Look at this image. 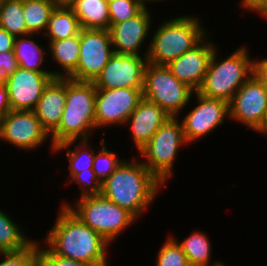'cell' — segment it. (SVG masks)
I'll list each match as a JSON object with an SVG mask.
<instances>
[{
  "mask_svg": "<svg viewBox=\"0 0 267 266\" xmlns=\"http://www.w3.org/2000/svg\"><path fill=\"white\" fill-rule=\"evenodd\" d=\"M229 111L230 121L254 131L267 113V87L252 74L234 94Z\"/></svg>",
  "mask_w": 267,
  "mask_h": 266,
  "instance_id": "4fadbf2b",
  "label": "cell"
},
{
  "mask_svg": "<svg viewBox=\"0 0 267 266\" xmlns=\"http://www.w3.org/2000/svg\"><path fill=\"white\" fill-rule=\"evenodd\" d=\"M71 203L74 204L71 205ZM71 203L63 201L60 206L67 207L83 223L99 233L111 246L126 228H130L132 224L138 222L126 209L101 194L77 197L75 202Z\"/></svg>",
  "mask_w": 267,
  "mask_h": 266,
  "instance_id": "8992f818",
  "label": "cell"
},
{
  "mask_svg": "<svg viewBox=\"0 0 267 266\" xmlns=\"http://www.w3.org/2000/svg\"><path fill=\"white\" fill-rule=\"evenodd\" d=\"M91 143L90 140L67 141L54 147L55 154L64 151L67 161H69L67 169V174H69L65 176L68 181L81 171L94 172L92 164L96 150Z\"/></svg>",
  "mask_w": 267,
  "mask_h": 266,
  "instance_id": "7402d4cb",
  "label": "cell"
},
{
  "mask_svg": "<svg viewBox=\"0 0 267 266\" xmlns=\"http://www.w3.org/2000/svg\"><path fill=\"white\" fill-rule=\"evenodd\" d=\"M18 67L14 51L0 52V83L5 85Z\"/></svg>",
  "mask_w": 267,
  "mask_h": 266,
  "instance_id": "e575fe53",
  "label": "cell"
},
{
  "mask_svg": "<svg viewBox=\"0 0 267 266\" xmlns=\"http://www.w3.org/2000/svg\"><path fill=\"white\" fill-rule=\"evenodd\" d=\"M179 117L168 118L149 142L138 151L148 170L165 186L174 175V163L182 147L189 145Z\"/></svg>",
  "mask_w": 267,
  "mask_h": 266,
  "instance_id": "52a82bcc",
  "label": "cell"
},
{
  "mask_svg": "<svg viewBox=\"0 0 267 266\" xmlns=\"http://www.w3.org/2000/svg\"><path fill=\"white\" fill-rule=\"evenodd\" d=\"M5 251L0 247V255L4 253Z\"/></svg>",
  "mask_w": 267,
  "mask_h": 266,
  "instance_id": "bcb514c9",
  "label": "cell"
},
{
  "mask_svg": "<svg viewBox=\"0 0 267 266\" xmlns=\"http://www.w3.org/2000/svg\"><path fill=\"white\" fill-rule=\"evenodd\" d=\"M246 1H247V0H241L239 4L242 5V4H244Z\"/></svg>",
  "mask_w": 267,
  "mask_h": 266,
  "instance_id": "f6af8a7d",
  "label": "cell"
},
{
  "mask_svg": "<svg viewBox=\"0 0 267 266\" xmlns=\"http://www.w3.org/2000/svg\"><path fill=\"white\" fill-rule=\"evenodd\" d=\"M171 116L159 105L143 98L131 113L125 125L137 152L143 148L163 123Z\"/></svg>",
  "mask_w": 267,
  "mask_h": 266,
  "instance_id": "ac0fdd59",
  "label": "cell"
},
{
  "mask_svg": "<svg viewBox=\"0 0 267 266\" xmlns=\"http://www.w3.org/2000/svg\"><path fill=\"white\" fill-rule=\"evenodd\" d=\"M199 17L187 14L159 23L153 34L150 31L147 62L166 66L197 46L209 34Z\"/></svg>",
  "mask_w": 267,
  "mask_h": 266,
  "instance_id": "277c9868",
  "label": "cell"
},
{
  "mask_svg": "<svg viewBox=\"0 0 267 266\" xmlns=\"http://www.w3.org/2000/svg\"><path fill=\"white\" fill-rule=\"evenodd\" d=\"M158 250L155 266H190L181 246L171 235Z\"/></svg>",
  "mask_w": 267,
  "mask_h": 266,
  "instance_id": "f546056e",
  "label": "cell"
},
{
  "mask_svg": "<svg viewBox=\"0 0 267 266\" xmlns=\"http://www.w3.org/2000/svg\"><path fill=\"white\" fill-rule=\"evenodd\" d=\"M59 208L54 225L47 231L42 243L60 257L95 266H109L111 245L67 207Z\"/></svg>",
  "mask_w": 267,
  "mask_h": 266,
  "instance_id": "6da1fadb",
  "label": "cell"
},
{
  "mask_svg": "<svg viewBox=\"0 0 267 266\" xmlns=\"http://www.w3.org/2000/svg\"><path fill=\"white\" fill-rule=\"evenodd\" d=\"M206 266H229V265H227L226 263H224L223 260H221V261L219 260V261H217L214 264L206 265Z\"/></svg>",
  "mask_w": 267,
  "mask_h": 266,
  "instance_id": "b9f144b4",
  "label": "cell"
},
{
  "mask_svg": "<svg viewBox=\"0 0 267 266\" xmlns=\"http://www.w3.org/2000/svg\"><path fill=\"white\" fill-rule=\"evenodd\" d=\"M257 134H260L261 136H267V113L262 118V121L257 126V128L254 130Z\"/></svg>",
  "mask_w": 267,
  "mask_h": 266,
  "instance_id": "ab89813d",
  "label": "cell"
},
{
  "mask_svg": "<svg viewBox=\"0 0 267 266\" xmlns=\"http://www.w3.org/2000/svg\"><path fill=\"white\" fill-rule=\"evenodd\" d=\"M0 266H38L39 241L35 239L20 251H7L0 255Z\"/></svg>",
  "mask_w": 267,
  "mask_h": 266,
  "instance_id": "4dcf8cb0",
  "label": "cell"
},
{
  "mask_svg": "<svg viewBox=\"0 0 267 266\" xmlns=\"http://www.w3.org/2000/svg\"><path fill=\"white\" fill-rule=\"evenodd\" d=\"M80 188V197L88 195H100L102 182L98 179L95 172H79L75 174L69 183H75Z\"/></svg>",
  "mask_w": 267,
  "mask_h": 266,
  "instance_id": "d6a6232c",
  "label": "cell"
},
{
  "mask_svg": "<svg viewBox=\"0 0 267 266\" xmlns=\"http://www.w3.org/2000/svg\"><path fill=\"white\" fill-rule=\"evenodd\" d=\"M38 266H95V265L60 257L54 254L45 244H42V241H40Z\"/></svg>",
  "mask_w": 267,
  "mask_h": 266,
  "instance_id": "836d02e7",
  "label": "cell"
},
{
  "mask_svg": "<svg viewBox=\"0 0 267 266\" xmlns=\"http://www.w3.org/2000/svg\"><path fill=\"white\" fill-rule=\"evenodd\" d=\"M218 52L216 47L197 92L230 103L236 91L251 77L253 57L245 44L232 51L226 58L223 57L224 59H219Z\"/></svg>",
  "mask_w": 267,
  "mask_h": 266,
  "instance_id": "5b68a950",
  "label": "cell"
},
{
  "mask_svg": "<svg viewBox=\"0 0 267 266\" xmlns=\"http://www.w3.org/2000/svg\"><path fill=\"white\" fill-rule=\"evenodd\" d=\"M95 99L96 87L93 82L66 78V102L62 119L50 134L54 147L67 141L91 140L96 131Z\"/></svg>",
  "mask_w": 267,
  "mask_h": 266,
  "instance_id": "3957f363",
  "label": "cell"
},
{
  "mask_svg": "<svg viewBox=\"0 0 267 266\" xmlns=\"http://www.w3.org/2000/svg\"><path fill=\"white\" fill-rule=\"evenodd\" d=\"M0 27L15 37L27 35L23 0H12L0 5Z\"/></svg>",
  "mask_w": 267,
  "mask_h": 266,
  "instance_id": "83f0119b",
  "label": "cell"
},
{
  "mask_svg": "<svg viewBox=\"0 0 267 266\" xmlns=\"http://www.w3.org/2000/svg\"><path fill=\"white\" fill-rule=\"evenodd\" d=\"M50 134L42 126L34 111L10 110L0 118V140L20 151H36L50 141V151L54 152Z\"/></svg>",
  "mask_w": 267,
  "mask_h": 266,
  "instance_id": "9c48e42d",
  "label": "cell"
},
{
  "mask_svg": "<svg viewBox=\"0 0 267 266\" xmlns=\"http://www.w3.org/2000/svg\"><path fill=\"white\" fill-rule=\"evenodd\" d=\"M210 35L208 34L192 50L185 52L166 65L179 81L187 84L194 91H198L201 87L210 58L214 49L219 46L215 45L213 39L211 41Z\"/></svg>",
  "mask_w": 267,
  "mask_h": 266,
  "instance_id": "e0dca14e",
  "label": "cell"
},
{
  "mask_svg": "<svg viewBox=\"0 0 267 266\" xmlns=\"http://www.w3.org/2000/svg\"><path fill=\"white\" fill-rule=\"evenodd\" d=\"M22 228L6 211L0 209V247L5 252L23 250L35 240L27 237L28 233Z\"/></svg>",
  "mask_w": 267,
  "mask_h": 266,
  "instance_id": "4316f807",
  "label": "cell"
},
{
  "mask_svg": "<svg viewBox=\"0 0 267 266\" xmlns=\"http://www.w3.org/2000/svg\"><path fill=\"white\" fill-rule=\"evenodd\" d=\"M8 1H12V0H0V5H2L3 3H7Z\"/></svg>",
  "mask_w": 267,
  "mask_h": 266,
  "instance_id": "ee69618b",
  "label": "cell"
},
{
  "mask_svg": "<svg viewBox=\"0 0 267 266\" xmlns=\"http://www.w3.org/2000/svg\"><path fill=\"white\" fill-rule=\"evenodd\" d=\"M143 99L142 88L103 89L96 88V130L113 125L123 126Z\"/></svg>",
  "mask_w": 267,
  "mask_h": 266,
  "instance_id": "7c38bea8",
  "label": "cell"
},
{
  "mask_svg": "<svg viewBox=\"0 0 267 266\" xmlns=\"http://www.w3.org/2000/svg\"><path fill=\"white\" fill-rule=\"evenodd\" d=\"M246 11H253L261 17H264L267 20V0H247L244 4L240 6Z\"/></svg>",
  "mask_w": 267,
  "mask_h": 266,
  "instance_id": "8d00e7d4",
  "label": "cell"
},
{
  "mask_svg": "<svg viewBox=\"0 0 267 266\" xmlns=\"http://www.w3.org/2000/svg\"><path fill=\"white\" fill-rule=\"evenodd\" d=\"M105 142L104 137L101 138V148L95 152L92 164L93 171L101 182L107 179L124 160V158L117 157L118 155H116L115 151H112L110 146L108 148V144Z\"/></svg>",
  "mask_w": 267,
  "mask_h": 266,
  "instance_id": "f1b7e54d",
  "label": "cell"
},
{
  "mask_svg": "<svg viewBox=\"0 0 267 266\" xmlns=\"http://www.w3.org/2000/svg\"><path fill=\"white\" fill-rule=\"evenodd\" d=\"M192 97H195L196 106L190 107L187 114L180 120L184 132L185 140L192 145L196 141L208 136L216 130L218 126L230 119L229 103L215 98L203 96L194 91Z\"/></svg>",
  "mask_w": 267,
  "mask_h": 266,
  "instance_id": "30bf717a",
  "label": "cell"
},
{
  "mask_svg": "<svg viewBox=\"0 0 267 266\" xmlns=\"http://www.w3.org/2000/svg\"><path fill=\"white\" fill-rule=\"evenodd\" d=\"M190 234L182 239L171 235L177 243L181 246L182 251L185 253L190 266H206L216 263L219 260L211 259L212 257V243L209 236L205 231L192 230Z\"/></svg>",
  "mask_w": 267,
  "mask_h": 266,
  "instance_id": "603a6c76",
  "label": "cell"
},
{
  "mask_svg": "<svg viewBox=\"0 0 267 266\" xmlns=\"http://www.w3.org/2000/svg\"><path fill=\"white\" fill-rule=\"evenodd\" d=\"M33 36V37H32ZM34 36L37 38V34H28L24 36H17L14 41V53L18 62V66L24 69L33 70L42 73H52L51 69L44 68L45 61L47 60L48 47L40 46L38 41L36 42ZM47 55V56H46ZM46 56V57H45ZM43 65V66H42Z\"/></svg>",
  "mask_w": 267,
  "mask_h": 266,
  "instance_id": "44dd1931",
  "label": "cell"
},
{
  "mask_svg": "<svg viewBox=\"0 0 267 266\" xmlns=\"http://www.w3.org/2000/svg\"><path fill=\"white\" fill-rule=\"evenodd\" d=\"M252 74L267 87V57L259 59L253 58Z\"/></svg>",
  "mask_w": 267,
  "mask_h": 266,
  "instance_id": "d590c367",
  "label": "cell"
},
{
  "mask_svg": "<svg viewBox=\"0 0 267 266\" xmlns=\"http://www.w3.org/2000/svg\"><path fill=\"white\" fill-rule=\"evenodd\" d=\"M147 3L144 0H114L108 3L110 25L124 22L137 15Z\"/></svg>",
  "mask_w": 267,
  "mask_h": 266,
  "instance_id": "1f68e13d",
  "label": "cell"
},
{
  "mask_svg": "<svg viewBox=\"0 0 267 266\" xmlns=\"http://www.w3.org/2000/svg\"><path fill=\"white\" fill-rule=\"evenodd\" d=\"M142 92L143 98L159 105L171 117H180L192 103L194 90L179 81L167 66L147 62Z\"/></svg>",
  "mask_w": 267,
  "mask_h": 266,
  "instance_id": "ba28073f",
  "label": "cell"
},
{
  "mask_svg": "<svg viewBox=\"0 0 267 266\" xmlns=\"http://www.w3.org/2000/svg\"><path fill=\"white\" fill-rule=\"evenodd\" d=\"M147 56L114 53L93 81L96 88H143Z\"/></svg>",
  "mask_w": 267,
  "mask_h": 266,
  "instance_id": "5bb4252c",
  "label": "cell"
},
{
  "mask_svg": "<svg viewBox=\"0 0 267 266\" xmlns=\"http://www.w3.org/2000/svg\"><path fill=\"white\" fill-rule=\"evenodd\" d=\"M56 7L59 8H72L77 0H52Z\"/></svg>",
  "mask_w": 267,
  "mask_h": 266,
  "instance_id": "60d3db41",
  "label": "cell"
},
{
  "mask_svg": "<svg viewBox=\"0 0 267 266\" xmlns=\"http://www.w3.org/2000/svg\"><path fill=\"white\" fill-rule=\"evenodd\" d=\"M148 5H149V3L151 4H153L154 2L155 3H157V2H163L164 0H144ZM168 1V0H167Z\"/></svg>",
  "mask_w": 267,
  "mask_h": 266,
  "instance_id": "7bdbcfd3",
  "label": "cell"
},
{
  "mask_svg": "<svg viewBox=\"0 0 267 266\" xmlns=\"http://www.w3.org/2000/svg\"><path fill=\"white\" fill-rule=\"evenodd\" d=\"M72 9L82 29L109 30L110 15L105 0H77Z\"/></svg>",
  "mask_w": 267,
  "mask_h": 266,
  "instance_id": "cb8c5ba5",
  "label": "cell"
},
{
  "mask_svg": "<svg viewBox=\"0 0 267 266\" xmlns=\"http://www.w3.org/2000/svg\"><path fill=\"white\" fill-rule=\"evenodd\" d=\"M139 159L135 155L131 160L124 159L101 185L102 196L126 209L137 220L151 208L165 186Z\"/></svg>",
  "mask_w": 267,
  "mask_h": 266,
  "instance_id": "7a4b0ae2",
  "label": "cell"
},
{
  "mask_svg": "<svg viewBox=\"0 0 267 266\" xmlns=\"http://www.w3.org/2000/svg\"><path fill=\"white\" fill-rule=\"evenodd\" d=\"M66 102V78L55 77L45 87L34 112L51 134L60 124Z\"/></svg>",
  "mask_w": 267,
  "mask_h": 266,
  "instance_id": "d6986e66",
  "label": "cell"
},
{
  "mask_svg": "<svg viewBox=\"0 0 267 266\" xmlns=\"http://www.w3.org/2000/svg\"><path fill=\"white\" fill-rule=\"evenodd\" d=\"M107 3L111 2V1H114V0H105Z\"/></svg>",
  "mask_w": 267,
  "mask_h": 266,
  "instance_id": "7dc6e473",
  "label": "cell"
},
{
  "mask_svg": "<svg viewBox=\"0 0 267 266\" xmlns=\"http://www.w3.org/2000/svg\"><path fill=\"white\" fill-rule=\"evenodd\" d=\"M152 12L148 4L134 17L124 22L110 25L109 32L113 51L116 54H127L137 56H147L149 46H146L144 53L141 52L147 38L151 35ZM144 43V44H143ZM143 44V45H142ZM142 47V48H141ZM143 54V55H142Z\"/></svg>",
  "mask_w": 267,
  "mask_h": 266,
  "instance_id": "9a60e30c",
  "label": "cell"
},
{
  "mask_svg": "<svg viewBox=\"0 0 267 266\" xmlns=\"http://www.w3.org/2000/svg\"><path fill=\"white\" fill-rule=\"evenodd\" d=\"M53 78L52 73L18 67L5 84L11 110L34 111L45 87Z\"/></svg>",
  "mask_w": 267,
  "mask_h": 266,
  "instance_id": "2e32d148",
  "label": "cell"
},
{
  "mask_svg": "<svg viewBox=\"0 0 267 266\" xmlns=\"http://www.w3.org/2000/svg\"><path fill=\"white\" fill-rule=\"evenodd\" d=\"M48 55L58 69L51 70L54 77L68 78L77 68L80 54V33L58 41H46ZM62 68V69H60ZM62 70V71H61Z\"/></svg>",
  "mask_w": 267,
  "mask_h": 266,
  "instance_id": "ffe728a7",
  "label": "cell"
},
{
  "mask_svg": "<svg viewBox=\"0 0 267 266\" xmlns=\"http://www.w3.org/2000/svg\"><path fill=\"white\" fill-rule=\"evenodd\" d=\"M56 8L52 0H23V14L28 34L45 33L53 10Z\"/></svg>",
  "mask_w": 267,
  "mask_h": 266,
  "instance_id": "484cf974",
  "label": "cell"
},
{
  "mask_svg": "<svg viewBox=\"0 0 267 266\" xmlns=\"http://www.w3.org/2000/svg\"><path fill=\"white\" fill-rule=\"evenodd\" d=\"M81 29L78 17L72 8L56 7L43 36L48 38L47 41H58L78 35Z\"/></svg>",
  "mask_w": 267,
  "mask_h": 266,
  "instance_id": "d4e9b609",
  "label": "cell"
},
{
  "mask_svg": "<svg viewBox=\"0 0 267 266\" xmlns=\"http://www.w3.org/2000/svg\"><path fill=\"white\" fill-rule=\"evenodd\" d=\"M10 110L7 87L0 83V118Z\"/></svg>",
  "mask_w": 267,
  "mask_h": 266,
  "instance_id": "f35d334b",
  "label": "cell"
},
{
  "mask_svg": "<svg viewBox=\"0 0 267 266\" xmlns=\"http://www.w3.org/2000/svg\"><path fill=\"white\" fill-rule=\"evenodd\" d=\"M113 54L109 30L81 29L78 65L68 78L93 82Z\"/></svg>",
  "mask_w": 267,
  "mask_h": 266,
  "instance_id": "8fae6325",
  "label": "cell"
},
{
  "mask_svg": "<svg viewBox=\"0 0 267 266\" xmlns=\"http://www.w3.org/2000/svg\"><path fill=\"white\" fill-rule=\"evenodd\" d=\"M15 36L0 27V52L14 51Z\"/></svg>",
  "mask_w": 267,
  "mask_h": 266,
  "instance_id": "74e56055",
  "label": "cell"
}]
</instances>
